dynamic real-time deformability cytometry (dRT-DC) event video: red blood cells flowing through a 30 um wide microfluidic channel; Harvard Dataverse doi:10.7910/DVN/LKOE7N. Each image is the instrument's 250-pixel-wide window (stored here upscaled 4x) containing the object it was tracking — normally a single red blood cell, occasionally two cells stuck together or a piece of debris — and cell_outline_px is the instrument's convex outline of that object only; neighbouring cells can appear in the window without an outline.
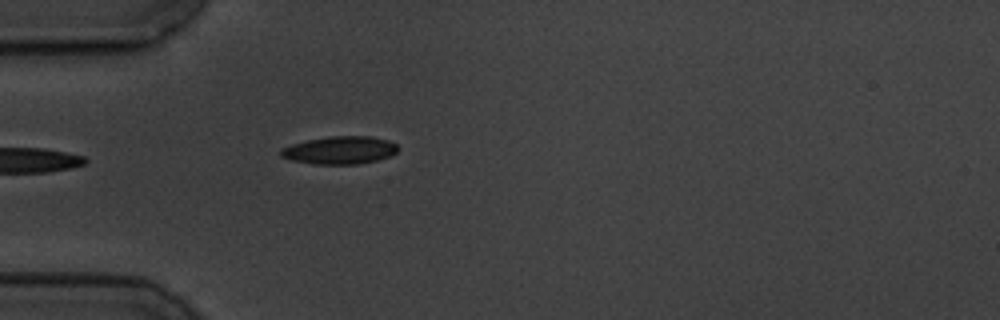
{"species": "common noctule bat (a hibernating species)", "species_latin": "Nyctalus noctula", "temperature_condition": "cold", "stored_images_in_passage": 5, "camera_frame_rate_fps": 3000, "um_per_image_px": 0.085, "animal": {"sex": "male", "body_mass_g": 19.5, "forearm_length_mm": 54.6}, "frame": {"image": 1, "passage_image": 5, "time_ms": 5.333, "image_size_px": [1000, 320], "cell_outline_px": [[396, 152], [388, 156], [376, 160], [356, 164], [312, 164], [292, 160], [280, 156], [280, 148], [292, 144], [308, 140], [328, 136], [372, 136], [388, 140], [396, 144]], "centroid_in_image_um": [28.84, 12.76], "position_along_channel_um": 56.2, "area_um2": 18.84}}